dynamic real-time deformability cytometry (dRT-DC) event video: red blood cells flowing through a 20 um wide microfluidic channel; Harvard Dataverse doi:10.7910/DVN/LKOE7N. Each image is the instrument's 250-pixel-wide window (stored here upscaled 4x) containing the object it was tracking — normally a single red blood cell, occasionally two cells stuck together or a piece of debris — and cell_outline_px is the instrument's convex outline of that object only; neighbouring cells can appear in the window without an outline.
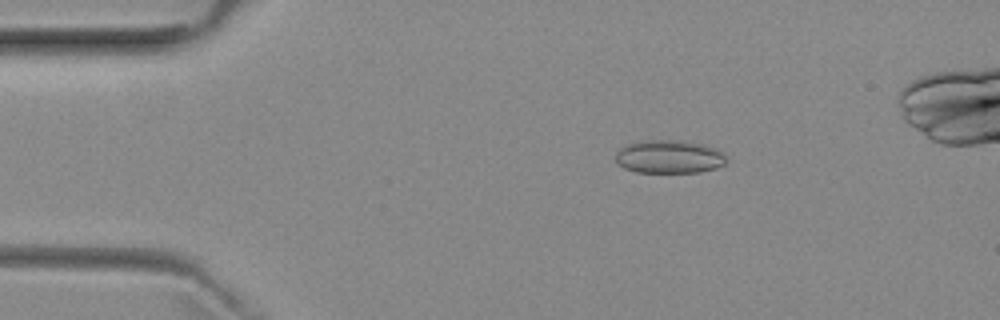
{"species": "common noctule bat (a hibernating species)", "species_latin": "Nyctalus noctula", "temperature_condition": "room temperature", "stored_images_in_passage": 43, "camera_frame_rate_fps": 3000, "um_per_image_px": 0.085, "animal": {"sex": "female", "body_mass_g": 29.2, "forearm_length_mm": 56.3}, "frame": {"image": 1, "passage_image": 9, "time_ms": 2.667, "image_size_px": [1000, 320], "cell_outline_px": [[728, 160], [724, 164], [716, 168], [700, 172], [636, 172], [624, 168], [616, 164], [616, 152], [620, 148], [628, 144], [648, 140], [680, 140], [700, 144], [724, 152]], "centroid_in_image_um": [56.88, 13.33], "position_along_channel_um": 28.1, "area_um2": 21.44}}
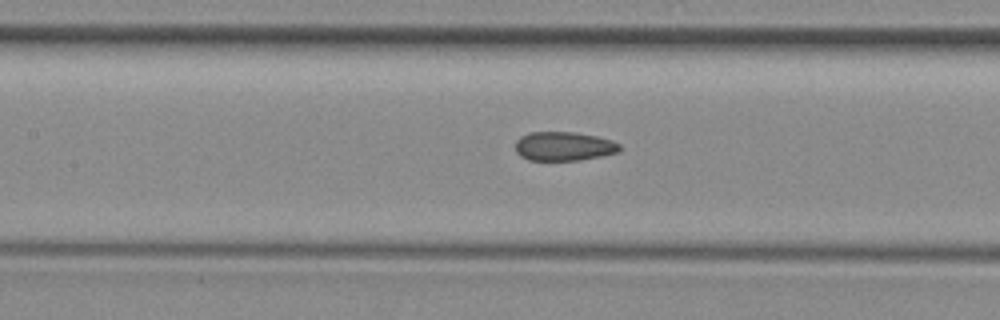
{"frame": {"image": 2, "passage_image": 23, "time_ms": 7.333, "image_size_px": [1000, 320], "cell_outline_px": [[620, 152], [580, 160], [528, 160], [520, 156], [516, 152], [516, 140], [520, 136], [528, 132], [576, 132], [596, 136], [612, 140], [620, 144]], "centroid_in_image_um": [47.91, 12.43], "position_along_channel_um": 159.5, "area_um2": 17.74}}
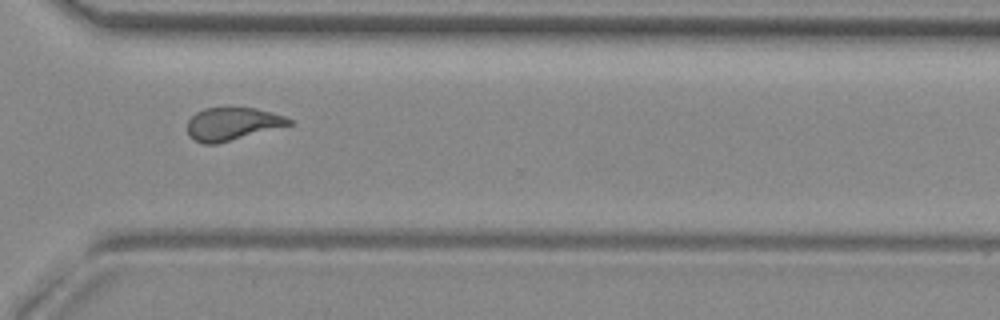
{"frame": {"image": 3, "passage_image": 36, "time_ms": 11.667, "image_size_px": [1000, 320], "cell_outline_px": [[292, 124], [216, 144], [204, 144], [188, 136], [188, 120], [196, 112], [204, 108], [256, 108], [284, 116], [292, 120]], "centroid_in_image_um": [19.72, 10.53], "position_along_channel_um": 350.9, "area_um2": 19.13}, "authors_computed_cell_mechanics": {"area_um2": 19.8254, "velocity_mm_per_s": 3.9724, "shape_relaxation_time_tau1_ms": null, "shape_relaxation_time_tau2_ms": 3.0732, "deformation_change_tau1": null, "deformation_change_tau2": 0.0717}}